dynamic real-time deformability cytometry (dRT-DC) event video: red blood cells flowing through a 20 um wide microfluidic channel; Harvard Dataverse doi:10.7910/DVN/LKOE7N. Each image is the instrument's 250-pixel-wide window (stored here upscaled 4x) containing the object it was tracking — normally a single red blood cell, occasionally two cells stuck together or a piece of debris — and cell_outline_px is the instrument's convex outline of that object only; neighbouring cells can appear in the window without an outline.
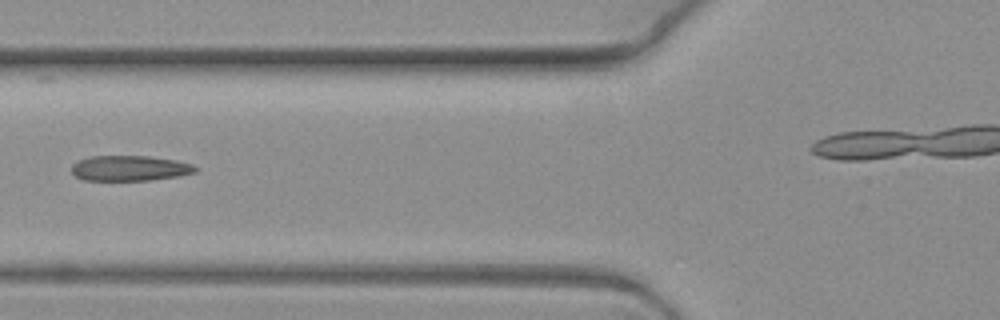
{"species": "common noctule bat (a hibernating species)", "species_latin": "Nyctalus noctula", "temperature_condition": "warm", "stored_images_in_passage": 9, "segment_of_instrument_passage": [1, 2], "camera_frame_rate_fps": 3000, "um_per_image_px": 0.085, "animal": {"sex": "female", "body_mass_g": 19.3, "forearm_length_mm": 54.1}, "frame": {"image": 1, "passage_image": 8, "time_ms": 2.333, "image_size_px": [1000, 320], "cell_outline_px": [[200, 168], [196, 172], [176, 176], [148, 180], [84, 180], [76, 176], [72, 172], [72, 164], [80, 160], [92, 156], [148, 156], [176, 160], [192, 164]], "centroid_in_image_um": [11.05, 14.29], "position_along_channel_um": 114.7, "area_um2": 18.15}}